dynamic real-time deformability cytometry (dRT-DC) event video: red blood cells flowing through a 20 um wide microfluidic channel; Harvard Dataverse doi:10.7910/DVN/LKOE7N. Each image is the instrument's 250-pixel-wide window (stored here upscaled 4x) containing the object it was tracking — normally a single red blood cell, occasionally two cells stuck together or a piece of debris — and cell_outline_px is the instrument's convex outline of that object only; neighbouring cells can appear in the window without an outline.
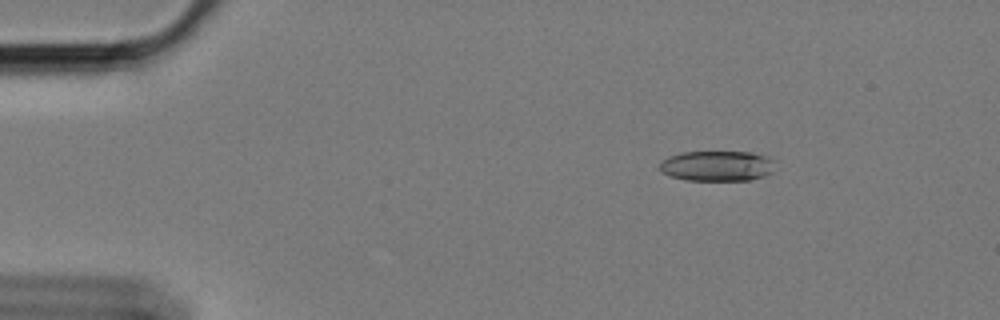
{"species": "Egyptian fruit bat (a non-hibernating species)", "species_latin": "Rousettus aegyptiacus", "temperature_condition": "cold", "stored_images_in_passage": 56, "camera_frame_rate_fps": 3000, "um_per_image_px": 0.085, "animal": {"sex": "female"}, "frame": {"image": 1, "passage_image": 6, "time_ms": 1.667, "image_size_px": [1000, 320], "cell_outline_px": [[772, 172], [764, 176], [748, 180], [684, 180], [668, 176], [660, 172], [656, 168], [668, 156], [680, 152], [752, 152], [772, 156]], "centroid_in_image_um": [60.91, 14.1], "position_along_channel_um": 24.1, "area_um2": 20.69}}
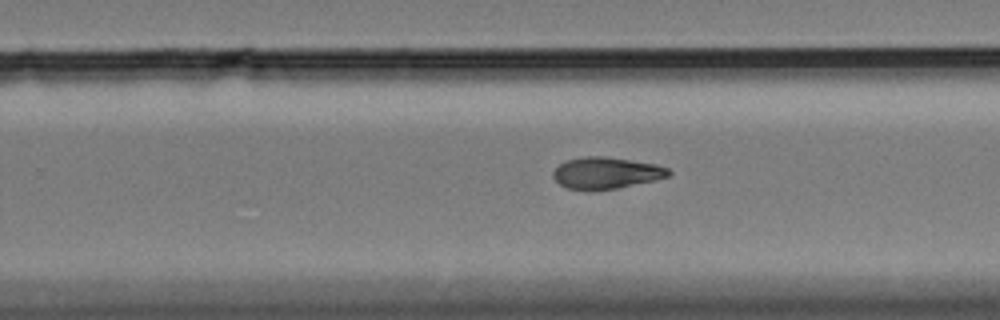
{"frame": {"image": 2, "passage_image": 35, "time_ms": 11.333, "image_size_px": [1000, 320], "cell_outline_px": [[672, 172], [668, 176], [656, 180], [616, 188], [568, 188], [560, 184], [552, 176], [552, 172], [564, 160], [584, 156], [604, 156], [656, 164], [668, 168]], "centroid_in_image_um": [51.54, 14.66], "position_along_channel_um": 278.3, "area_um2": 20.81}}
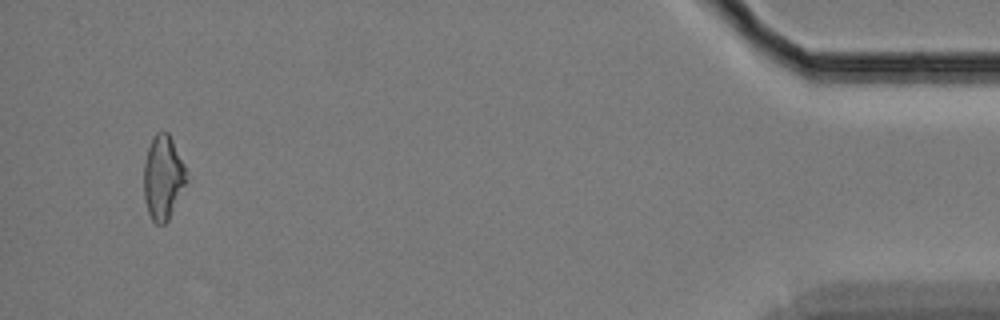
{"frame": {"image": 3, "passage_image": 54, "time_ms": 17.667, "image_size_px": [1000, 320], "cell_outline_px": [[188, 180], [168, 220], [164, 224], [156, 224], [152, 220], [148, 212], [144, 200], [144, 164], [148, 148], [156, 132], [168, 132], [184, 164]], "centroid_in_image_um": [13.86, 15.11], "position_along_channel_um": 421.3, "area_um2": 20.75}}